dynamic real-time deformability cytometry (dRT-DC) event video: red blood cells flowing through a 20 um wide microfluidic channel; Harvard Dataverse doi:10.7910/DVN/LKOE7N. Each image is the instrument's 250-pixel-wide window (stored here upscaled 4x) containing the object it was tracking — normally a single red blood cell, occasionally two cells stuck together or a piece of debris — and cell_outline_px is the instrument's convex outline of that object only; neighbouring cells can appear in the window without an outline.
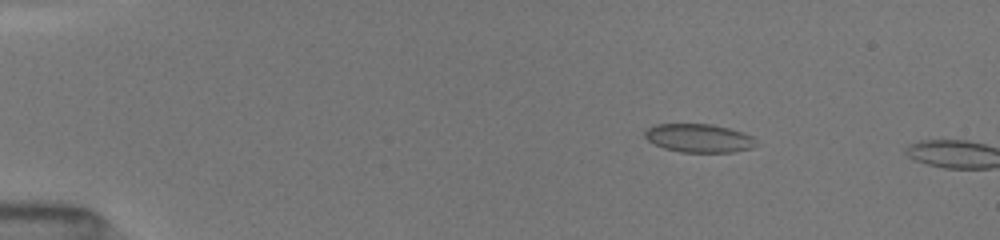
{"species": "common noctule bat (a hibernating species)", "species_latin": "Nyctalus noctula", "temperature_condition": "room temperature", "stored_images_in_passage": 4, "camera_frame_rate_fps": 3000, "um_per_image_px": 0.085, "animal": {"sex": "female", "body_mass_g": 19.5, "forearm_length_mm": 54.1}, "frame": {"image": 1, "passage_image": 3, "time_ms": 2.0, "image_size_px": [1000, 240], "cell_outline_px": [[760, 144], [752, 148], [732, 152], [680, 152], [664, 148], [652, 144], [644, 136], [644, 132], [648, 128], [656, 124], [712, 124], [744, 132], [752, 136]], "centroid_in_image_um": [59.43, 11.74], "position_along_channel_um": 25.6, "area_um2": 18.67}}